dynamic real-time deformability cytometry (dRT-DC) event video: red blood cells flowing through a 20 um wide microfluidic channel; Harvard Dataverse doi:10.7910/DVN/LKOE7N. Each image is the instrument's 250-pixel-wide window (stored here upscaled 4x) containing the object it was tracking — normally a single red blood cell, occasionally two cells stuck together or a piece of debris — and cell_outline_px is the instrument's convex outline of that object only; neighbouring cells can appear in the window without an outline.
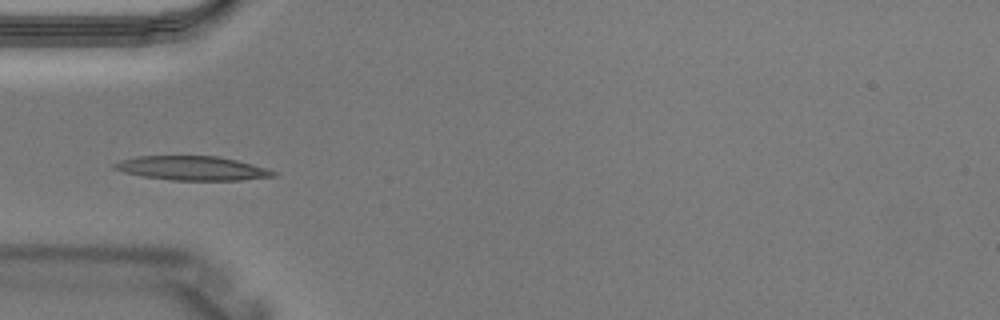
{"species": "Egyptian fruit bat (a non-hibernating species)", "species_latin": "Rousettus aegyptiacus", "temperature_condition": "warm", "stored_images_in_passage": 3, "camera_frame_rate_fps": 3000, "um_per_image_px": 0.085, "animal": {"sex": "male"}, "frame": {"image": 1, "passage_image": 3, "time_ms": 0.667, "image_size_px": [1000, 320], "cell_outline_px": [[276, 176], [240, 180], [172, 180], [144, 176], [124, 172], [112, 168], [112, 164], [120, 160], [136, 156], [216, 156], [236, 160], [268, 168], [276, 172]], "centroid_in_image_um": [16.32, 14.29], "position_along_channel_um": 68.7, "area_um2": 22.25}}